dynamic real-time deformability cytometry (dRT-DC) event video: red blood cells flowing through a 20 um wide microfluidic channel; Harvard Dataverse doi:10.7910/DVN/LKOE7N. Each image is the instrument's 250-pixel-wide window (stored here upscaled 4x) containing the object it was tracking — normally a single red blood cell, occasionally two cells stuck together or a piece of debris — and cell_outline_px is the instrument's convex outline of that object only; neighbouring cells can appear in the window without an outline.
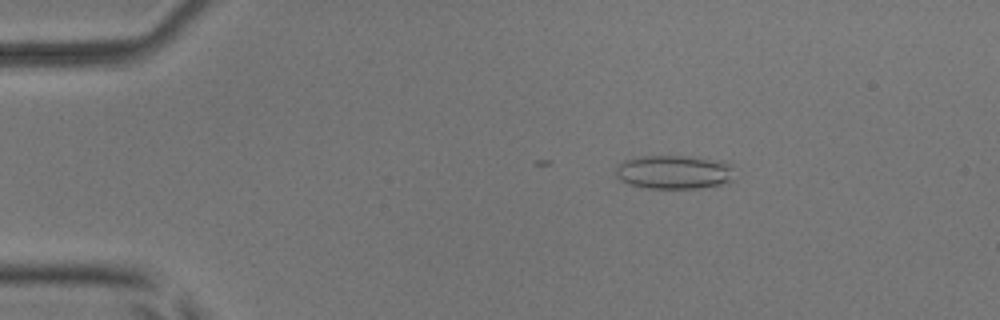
{"species": "common noctule bat (a hibernating species)", "species_latin": "Nyctalus noctula", "temperature_condition": "room temperature", "stored_images_in_passage": 16, "camera_frame_rate_fps": 3000, "um_per_image_px": 0.085, "animal": {"sex": "male", "body_mass_g": 17.9, "forearm_length_mm": 54.2}, "frame": {"image": 1, "passage_image": 10, "time_ms": 3.0, "image_size_px": [1000, 320], "cell_outline_px": [[732, 180], [728, 184], [700, 188], [648, 188], [628, 184], [620, 180], [616, 176], [616, 168], [624, 160], [636, 156], [688, 156], [720, 160], [728, 164], [732, 168]], "centroid_in_image_um": [57.29, 14.63], "position_along_channel_um": 27.7, "area_um2": 23.58}}